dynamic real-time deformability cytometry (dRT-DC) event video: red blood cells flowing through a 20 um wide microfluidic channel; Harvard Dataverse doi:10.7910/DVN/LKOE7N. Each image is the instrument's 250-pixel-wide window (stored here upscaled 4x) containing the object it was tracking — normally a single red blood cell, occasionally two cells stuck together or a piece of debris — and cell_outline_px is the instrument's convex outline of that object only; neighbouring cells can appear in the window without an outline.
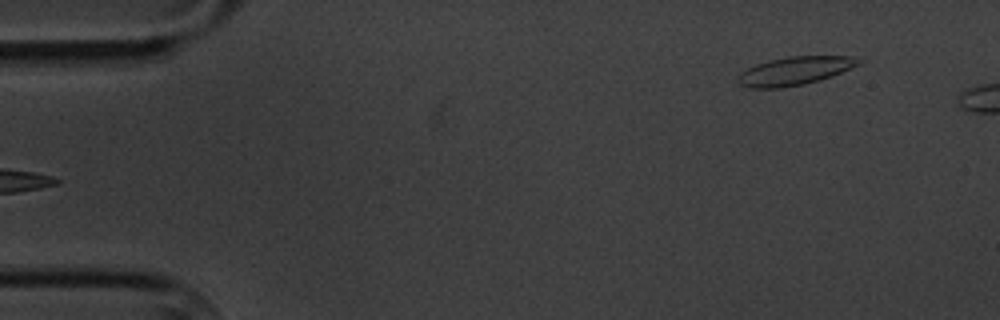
{"species": "common noctule bat (a hibernating species)", "species_latin": "Nyctalus noctula", "temperature_condition": "cold", "stored_images_in_passage": 6, "camera_frame_rate_fps": 3000, "um_per_image_px": 0.085, "animal": {"sex": "male", "body_mass_g": 20.1, "forearm_length_mm": 53.5}, "frame": {"image": 1, "passage_image": 6, "time_ms": 5.333, "image_size_px": [1000, 320], "cell_outline_px": [[864, 60], [860, 64], [832, 76], [820, 80], [804, 84], [780, 88], [748, 88], [740, 84], [736, 80], [740, 72], [756, 64], [768, 60], [788, 56], [852, 56]], "centroid_in_image_um": [67.55, 6.02], "position_along_channel_um": 17.5, "area_um2": 20.06}}